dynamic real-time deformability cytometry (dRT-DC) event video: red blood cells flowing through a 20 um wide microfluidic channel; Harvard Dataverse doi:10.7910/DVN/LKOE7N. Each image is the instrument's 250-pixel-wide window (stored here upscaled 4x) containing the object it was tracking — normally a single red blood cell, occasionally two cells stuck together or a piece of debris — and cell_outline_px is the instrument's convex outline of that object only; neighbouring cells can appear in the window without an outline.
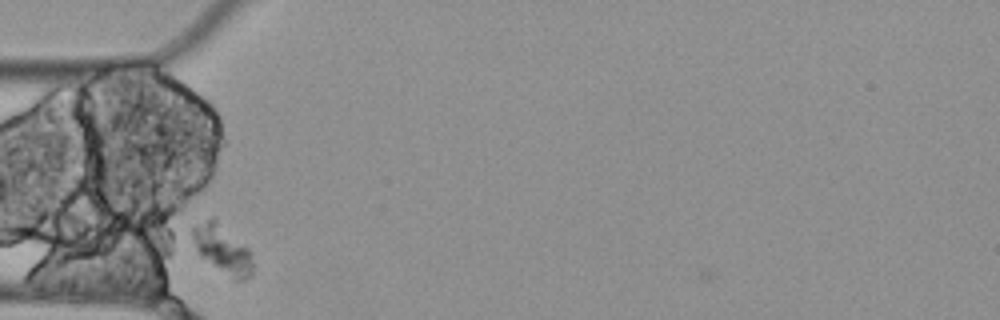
{"species": "Egyptian fruit bat (a non-hibernating species)", "species_latin": "Rousettus aegyptiacus", "temperature_condition": "cold", "stored_images_in_passage": 4, "camera_frame_rate_fps": 3000, "um_per_image_px": 0.085, "animal": {"sex": "female"}, "frame": {"image": 1, "passage_image": 1, "time_ms": 0.0, "image_size_px": [1000, 320], "cell_outline_px": [[252, 276], [244, 280], [232, 280], [200, 256], [196, 248], [192, 236], [192, 228], [196, 224], [208, 216], [216, 216], [248, 248], [252, 256]], "centroid_in_image_um": [18.91, 21.14], "position_along_channel_um": 66.1, "area_um2": 17.57}}
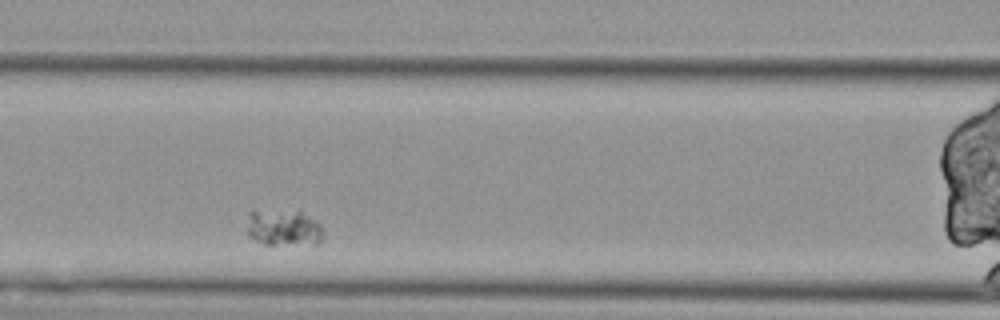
{"frame": {"image": 2, "passage_image": 3, "time_ms": 0.667, "image_size_px": [1000, 320], "cell_outline_px": [[324, 236], [316, 244], [264, 244], [248, 236], [248, 212], [300, 212], [320, 224], [324, 228]], "centroid_in_image_um": [24.14, 19.41], "position_along_channel_um": 142.5, "area_um2": 15.61}}
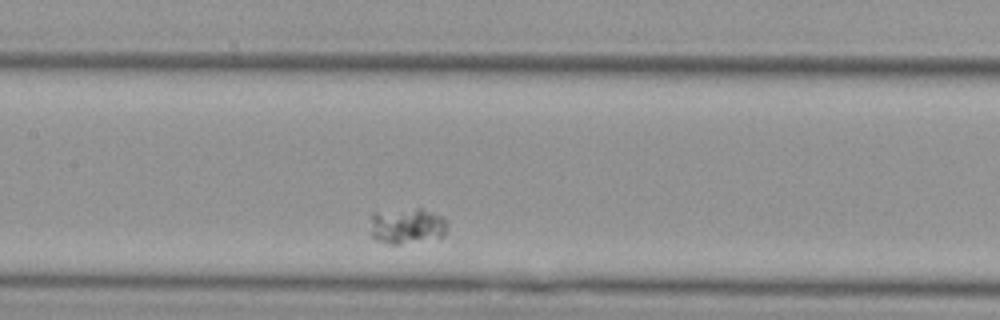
{"frame": {"image": 3, "passage_image": 4, "time_ms": 1.0, "image_size_px": [1000, 320], "cell_outline_px": [[444, 236], [400, 244], [392, 244], [376, 240], [372, 236], [372, 212], [420, 204], [440, 216], [444, 220]], "centroid_in_image_um": [34.56, 19.11], "position_along_channel_um": 172.8, "area_um2": 16.47}}